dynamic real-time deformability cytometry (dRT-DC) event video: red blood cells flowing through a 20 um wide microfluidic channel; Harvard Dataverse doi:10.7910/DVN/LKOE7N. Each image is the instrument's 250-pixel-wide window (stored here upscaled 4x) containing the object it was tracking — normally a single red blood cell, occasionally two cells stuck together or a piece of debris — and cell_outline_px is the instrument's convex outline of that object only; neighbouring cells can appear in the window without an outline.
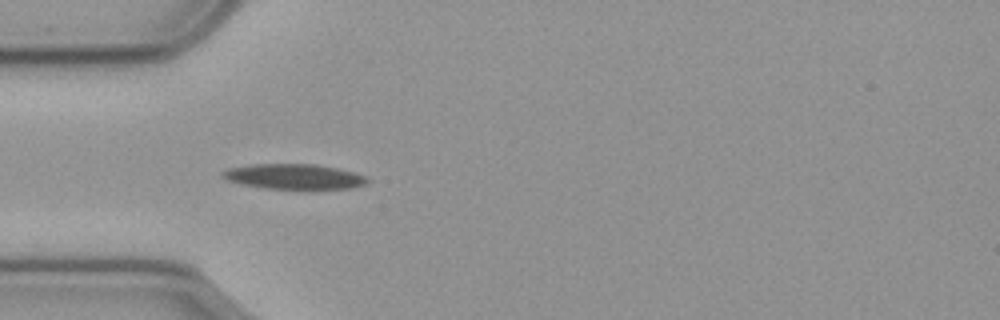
{"species": "common noctule bat (a hibernating species)", "species_latin": "Nyctalus noctula", "temperature_condition": "cold", "stored_images_in_passage": 35, "camera_frame_rate_fps": 3000, "um_per_image_px": 0.085, "animal": {"sex": "male", "body_mass_g": 23.1, "forearm_length_mm": 52.7}, "frame": {"image": 1, "passage_image": 1, "time_ms": 0.0, "image_size_px": [1000, 320], "cell_outline_px": [[372, 180], [368, 184], [352, 188], [264, 188], [240, 184], [228, 180], [220, 176], [220, 172], [228, 168], [252, 164], [316, 164], [356, 172], [368, 176]], "centroid_in_image_um": [25.03, 15.0], "position_along_channel_um": 60.0, "area_um2": 21.39}}
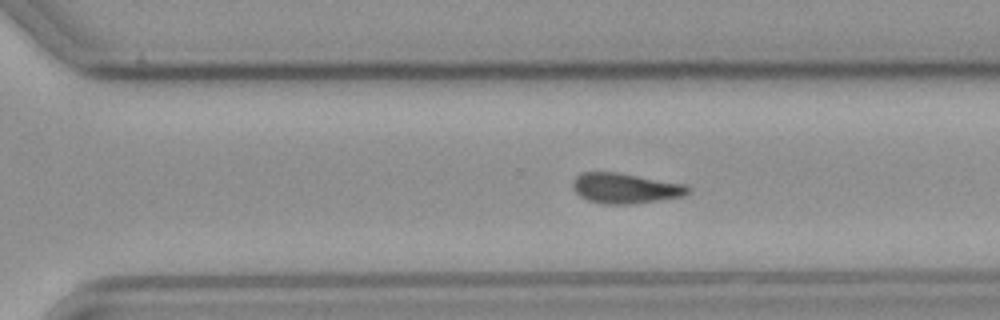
{"frame": {"image": 2, "passage_image": 23, "time_ms": 7.333, "image_size_px": [1000, 320], "cell_outline_px": [[692, 192], [684, 196], [636, 204], [604, 204], [588, 200], [580, 196], [572, 188], [572, 180], [576, 176], [584, 172], [616, 172], [684, 184], [692, 188]], "centroid_in_image_um": [53.17, 16.01], "position_along_channel_um": 317.4, "area_um2": 20.46}}
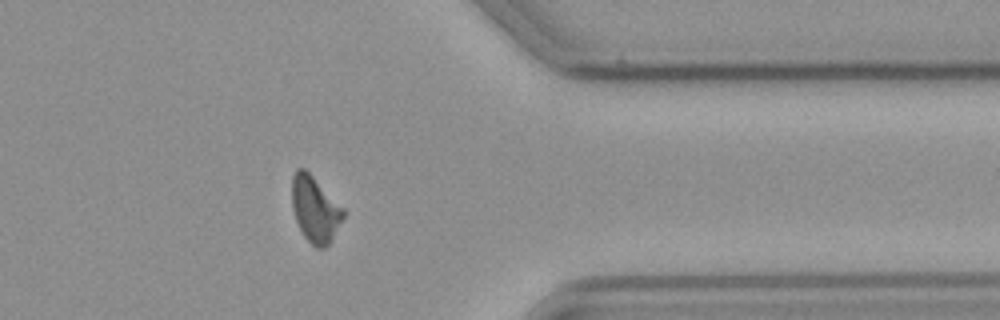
{"frame": {"image": 3, "passage_image": 30, "time_ms": 9.667, "image_size_px": [1000, 320], "cell_outline_px": [[344, 216], [332, 240], [324, 248], [316, 248], [304, 236], [296, 220], [292, 208], [292, 176], [296, 168], [304, 168], [344, 208]], "centroid_in_image_um": [26.77, 17.79], "position_along_channel_um": 384.6, "area_um2": 19.54}}